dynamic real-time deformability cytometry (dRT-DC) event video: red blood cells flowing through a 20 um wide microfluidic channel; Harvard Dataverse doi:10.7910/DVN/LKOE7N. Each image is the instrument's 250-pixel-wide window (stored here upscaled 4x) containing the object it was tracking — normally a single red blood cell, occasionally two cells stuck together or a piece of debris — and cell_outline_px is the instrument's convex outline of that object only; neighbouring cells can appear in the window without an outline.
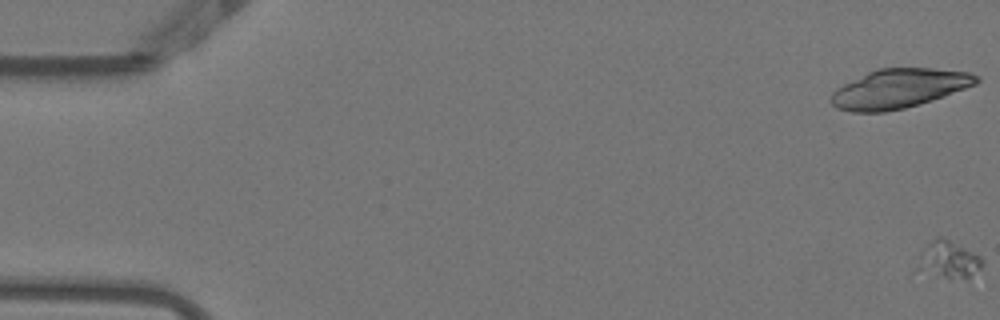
{"species": "Egyptian fruit bat (a non-hibernating species)", "species_latin": "Rousettus aegyptiacus", "temperature_condition": "warm", "stored_images_in_passage": 56, "camera_frame_rate_fps": 3000, "um_per_image_px": 0.085, "animal": {"sex": "female"}, "frame": {"image": 1, "passage_image": 1, "time_ms": 0.0, "image_size_px": [1000, 320], "cell_outline_px": [[984, 264], [980, 268], [968, 276], [952, 280], [948, 280], [932, 268], [932, 240], [936, 236], [940, 236], [980, 256], [984, 260]], "centroid_in_image_um": [81.06, 22.06], "position_along_channel_um": 3.9, "area_um2": 10.92}}
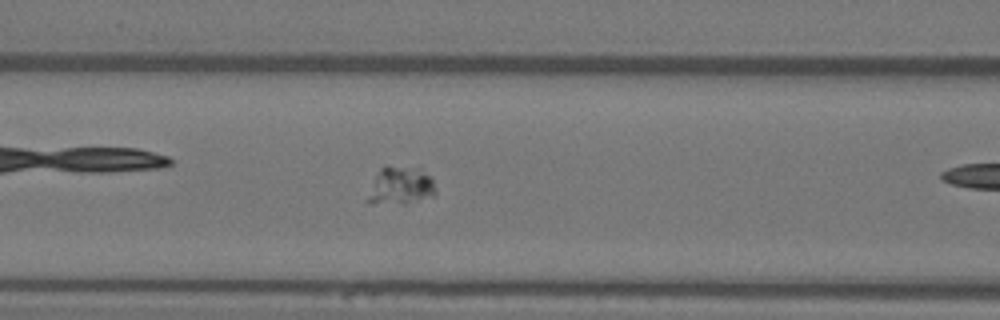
{"frame": {"image": 2, "passage_image": 24, "time_ms": 7.667, "image_size_px": [1000, 320], "cell_outline_px": [[436, 196], [404, 204], [368, 204], [364, 200], [380, 168], [384, 164], [432, 176], [436, 192]], "centroid_in_image_um": [33.98, 15.88], "position_along_channel_um": 132.6, "area_um2": 14.8}}
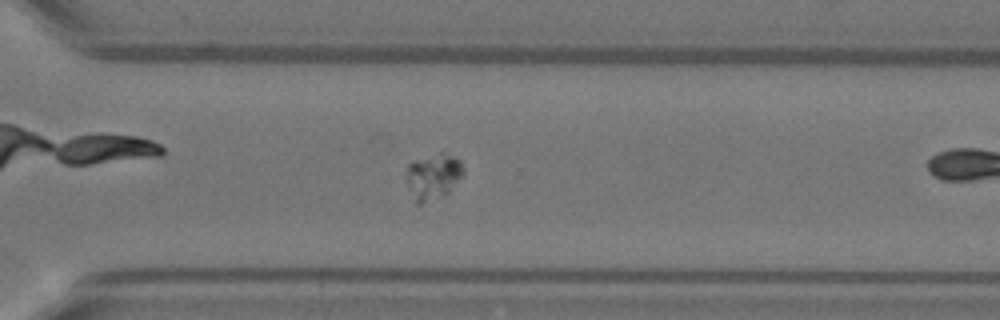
{"frame": {"image": 3, "passage_image": 40, "time_ms": 13.0, "image_size_px": [1000, 320], "cell_outline_px": [[464, 176], [448, 192], [420, 204], [416, 204], [404, 176], [408, 164], [412, 160], [448, 156], [460, 160], [464, 168]], "centroid_in_image_um": [36.79, 15.05], "position_along_channel_um": 333.8, "area_um2": 14.57}}